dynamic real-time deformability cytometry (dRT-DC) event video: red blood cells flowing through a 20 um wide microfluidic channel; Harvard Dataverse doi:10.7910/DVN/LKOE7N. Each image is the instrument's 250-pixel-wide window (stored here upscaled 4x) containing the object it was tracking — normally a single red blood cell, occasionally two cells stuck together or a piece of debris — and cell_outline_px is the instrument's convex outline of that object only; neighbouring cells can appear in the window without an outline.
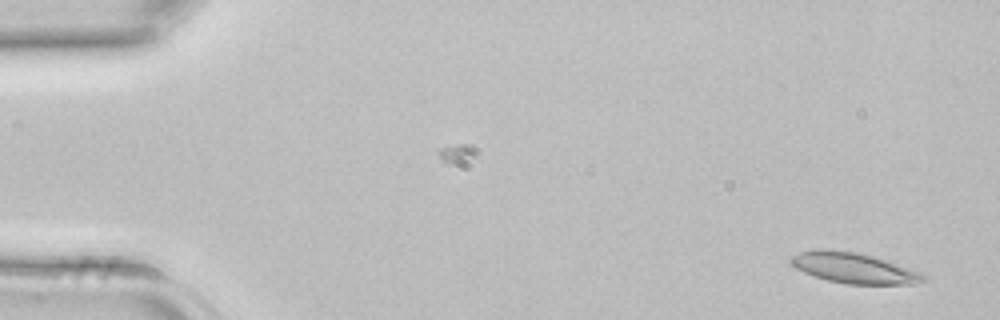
{"species": "common noctule bat (a hibernating species)", "species_latin": "Nyctalus noctula", "temperature_condition": "room temperature", "stored_images_in_passage": 43, "camera_frame_rate_fps": 3000, "um_per_image_px": 0.085, "animal": {"sex": "female", "body_mass_g": 22.7, "forearm_length_mm": 54.2}, "frame": {"image": 1, "passage_image": 2, "time_ms": 0.333, "image_size_px": [1000, 320], "cell_outline_px": [[924, 280], [916, 284], [848, 284], [828, 280], [804, 272], [796, 268], [788, 260], [792, 256], [800, 252], [820, 248], [824, 248], [856, 252], [888, 260], [920, 272], [924, 276]], "centroid_in_image_um": [72.56, 22.77], "position_along_channel_um": 12.4, "area_um2": 23.47}}
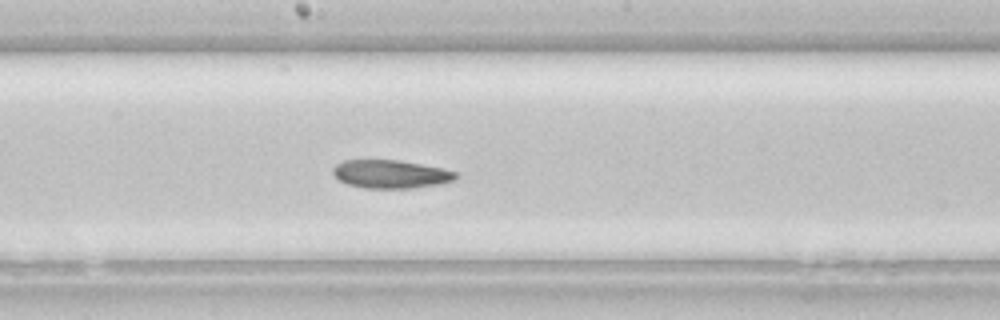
{"frame": {"image": 2, "passage_image": 23, "time_ms": 7.333, "image_size_px": [1000, 320], "cell_outline_px": [[456, 180], [440, 184], [412, 188], [364, 188], [348, 184], [340, 180], [332, 172], [332, 168], [336, 164], [344, 160], [400, 160], [444, 168], [456, 172]], "centroid_in_image_um": [33.23, 14.79], "position_along_channel_um": 215.0, "area_um2": 20.29}}
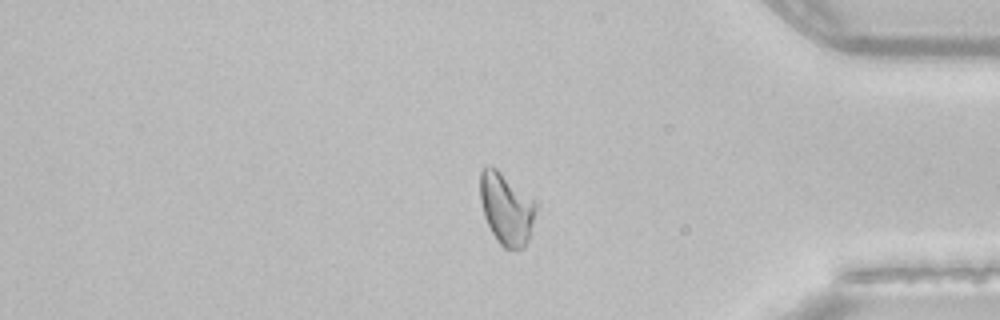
{"frame": {"image": 3, "passage_image": 36, "time_ms": 11.667, "image_size_px": [1000, 320], "cell_outline_px": [[536, 208], [528, 240], [524, 248], [504, 248], [496, 240], [484, 216], [480, 200], [480, 172], [484, 168], [496, 168]], "centroid_in_image_um": [42.97, 17.81], "position_along_channel_um": 392.2, "area_um2": 21.91}}